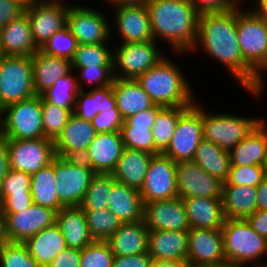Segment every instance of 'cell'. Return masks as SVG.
Listing matches in <instances>:
<instances>
[{
	"label": "cell",
	"mask_w": 267,
	"mask_h": 267,
	"mask_svg": "<svg viewBox=\"0 0 267 267\" xmlns=\"http://www.w3.org/2000/svg\"><path fill=\"white\" fill-rule=\"evenodd\" d=\"M236 27L237 10L199 14L197 39L191 52L202 50L225 65L240 87L251 97L262 100L265 81L244 61Z\"/></svg>",
	"instance_id": "obj_1"
},
{
	"label": "cell",
	"mask_w": 267,
	"mask_h": 267,
	"mask_svg": "<svg viewBox=\"0 0 267 267\" xmlns=\"http://www.w3.org/2000/svg\"><path fill=\"white\" fill-rule=\"evenodd\" d=\"M155 41L167 42L176 54H188L197 39L198 17L187 0H150L146 5Z\"/></svg>",
	"instance_id": "obj_2"
},
{
	"label": "cell",
	"mask_w": 267,
	"mask_h": 267,
	"mask_svg": "<svg viewBox=\"0 0 267 267\" xmlns=\"http://www.w3.org/2000/svg\"><path fill=\"white\" fill-rule=\"evenodd\" d=\"M186 78L179 65L166 56L136 80L154 104L164 107H190L196 102V92L193 93L192 85Z\"/></svg>",
	"instance_id": "obj_3"
},
{
	"label": "cell",
	"mask_w": 267,
	"mask_h": 267,
	"mask_svg": "<svg viewBox=\"0 0 267 267\" xmlns=\"http://www.w3.org/2000/svg\"><path fill=\"white\" fill-rule=\"evenodd\" d=\"M237 38L244 61L263 79L267 72V18L251 8L237 10Z\"/></svg>",
	"instance_id": "obj_4"
},
{
	"label": "cell",
	"mask_w": 267,
	"mask_h": 267,
	"mask_svg": "<svg viewBox=\"0 0 267 267\" xmlns=\"http://www.w3.org/2000/svg\"><path fill=\"white\" fill-rule=\"evenodd\" d=\"M221 231L226 262L244 265L266 260L267 239L245 219H226Z\"/></svg>",
	"instance_id": "obj_5"
},
{
	"label": "cell",
	"mask_w": 267,
	"mask_h": 267,
	"mask_svg": "<svg viewBox=\"0 0 267 267\" xmlns=\"http://www.w3.org/2000/svg\"><path fill=\"white\" fill-rule=\"evenodd\" d=\"M0 135L5 139L45 138L42 123V97L35 95L3 108Z\"/></svg>",
	"instance_id": "obj_6"
},
{
	"label": "cell",
	"mask_w": 267,
	"mask_h": 267,
	"mask_svg": "<svg viewBox=\"0 0 267 267\" xmlns=\"http://www.w3.org/2000/svg\"><path fill=\"white\" fill-rule=\"evenodd\" d=\"M202 105L203 139L230 151L246 138L264 119L231 113H211Z\"/></svg>",
	"instance_id": "obj_7"
},
{
	"label": "cell",
	"mask_w": 267,
	"mask_h": 267,
	"mask_svg": "<svg viewBox=\"0 0 267 267\" xmlns=\"http://www.w3.org/2000/svg\"><path fill=\"white\" fill-rule=\"evenodd\" d=\"M35 95L32 56H4L0 63L1 108Z\"/></svg>",
	"instance_id": "obj_8"
},
{
	"label": "cell",
	"mask_w": 267,
	"mask_h": 267,
	"mask_svg": "<svg viewBox=\"0 0 267 267\" xmlns=\"http://www.w3.org/2000/svg\"><path fill=\"white\" fill-rule=\"evenodd\" d=\"M161 51L155 40L116 45L113 49L114 78L136 80L166 57Z\"/></svg>",
	"instance_id": "obj_9"
},
{
	"label": "cell",
	"mask_w": 267,
	"mask_h": 267,
	"mask_svg": "<svg viewBox=\"0 0 267 267\" xmlns=\"http://www.w3.org/2000/svg\"><path fill=\"white\" fill-rule=\"evenodd\" d=\"M94 170L81 158L55 157L56 191L65 207L80 206Z\"/></svg>",
	"instance_id": "obj_10"
},
{
	"label": "cell",
	"mask_w": 267,
	"mask_h": 267,
	"mask_svg": "<svg viewBox=\"0 0 267 267\" xmlns=\"http://www.w3.org/2000/svg\"><path fill=\"white\" fill-rule=\"evenodd\" d=\"M198 101L179 117L171 142L163 152L176 163L192 161L203 139L202 103Z\"/></svg>",
	"instance_id": "obj_11"
},
{
	"label": "cell",
	"mask_w": 267,
	"mask_h": 267,
	"mask_svg": "<svg viewBox=\"0 0 267 267\" xmlns=\"http://www.w3.org/2000/svg\"><path fill=\"white\" fill-rule=\"evenodd\" d=\"M83 4H72L67 14V27L78 44H111V24L106 14ZM106 16V17H105ZM111 39V40H110ZM111 41V43H110Z\"/></svg>",
	"instance_id": "obj_12"
},
{
	"label": "cell",
	"mask_w": 267,
	"mask_h": 267,
	"mask_svg": "<svg viewBox=\"0 0 267 267\" xmlns=\"http://www.w3.org/2000/svg\"><path fill=\"white\" fill-rule=\"evenodd\" d=\"M9 169L26 172L30 175L49 165L56 157L54 140L6 139Z\"/></svg>",
	"instance_id": "obj_13"
},
{
	"label": "cell",
	"mask_w": 267,
	"mask_h": 267,
	"mask_svg": "<svg viewBox=\"0 0 267 267\" xmlns=\"http://www.w3.org/2000/svg\"><path fill=\"white\" fill-rule=\"evenodd\" d=\"M56 213L50 208L34 203L19 212L2 213L4 240L24 243L44 228L54 225Z\"/></svg>",
	"instance_id": "obj_14"
},
{
	"label": "cell",
	"mask_w": 267,
	"mask_h": 267,
	"mask_svg": "<svg viewBox=\"0 0 267 267\" xmlns=\"http://www.w3.org/2000/svg\"><path fill=\"white\" fill-rule=\"evenodd\" d=\"M65 0H38L26 8L32 38L40 49L57 31L67 26V14L72 3Z\"/></svg>",
	"instance_id": "obj_15"
},
{
	"label": "cell",
	"mask_w": 267,
	"mask_h": 267,
	"mask_svg": "<svg viewBox=\"0 0 267 267\" xmlns=\"http://www.w3.org/2000/svg\"><path fill=\"white\" fill-rule=\"evenodd\" d=\"M139 193L143 203L178 197L176 162L163 153L153 155Z\"/></svg>",
	"instance_id": "obj_16"
},
{
	"label": "cell",
	"mask_w": 267,
	"mask_h": 267,
	"mask_svg": "<svg viewBox=\"0 0 267 267\" xmlns=\"http://www.w3.org/2000/svg\"><path fill=\"white\" fill-rule=\"evenodd\" d=\"M176 182L179 198H222L223 182L194 161L176 163Z\"/></svg>",
	"instance_id": "obj_17"
},
{
	"label": "cell",
	"mask_w": 267,
	"mask_h": 267,
	"mask_svg": "<svg viewBox=\"0 0 267 267\" xmlns=\"http://www.w3.org/2000/svg\"><path fill=\"white\" fill-rule=\"evenodd\" d=\"M113 10L115 16L111 27L116 30L111 29L112 39L113 35L118 34V38L121 39L120 44L154 40L146 5L118 6Z\"/></svg>",
	"instance_id": "obj_18"
},
{
	"label": "cell",
	"mask_w": 267,
	"mask_h": 267,
	"mask_svg": "<svg viewBox=\"0 0 267 267\" xmlns=\"http://www.w3.org/2000/svg\"><path fill=\"white\" fill-rule=\"evenodd\" d=\"M187 260L192 267L225 263L221 229L190 228L188 230Z\"/></svg>",
	"instance_id": "obj_19"
},
{
	"label": "cell",
	"mask_w": 267,
	"mask_h": 267,
	"mask_svg": "<svg viewBox=\"0 0 267 267\" xmlns=\"http://www.w3.org/2000/svg\"><path fill=\"white\" fill-rule=\"evenodd\" d=\"M143 221L149 231H188L190 225L181 198L144 203Z\"/></svg>",
	"instance_id": "obj_20"
},
{
	"label": "cell",
	"mask_w": 267,
	"mask_h": 267,
	"mask_svg": "<svg viewBox=\"0 0 267 267\" xmlns=\"http://www.w3.org/2000/svg\"><path fill=\"white\" fill-rule=\"evenodd\" d=\"M96 134L91 121L72 113L62 132L54 140L55 155L65 158H82Z\"/></svg>",
	"instance_id": "obj_21"
},
{
	"label": "cell",
	"mask_w": 267,
	"mask_h": 267,
	"mask_svg": "<svg viewBox=\"0 0 267 267\" xmlns=\"http://www.w3.org/2000/svg\"><path fill=\"white\" fill-rule=\"evenodd\" d=\"M124 148L120 131L97 133L81 159L95 173H112Z\"/></svg>",
	"instance_id": "obj_22"
},
{
	"label": "cell",
	"mask_w": 267,
	"mask_h": 267,
	"mask_svg": "<svg viewBox=\"0 0 267 267\" xmlns=\"http://www.w3.org/2000/svg\"><path fill=\"white\" fill-rule=\"evenodd\" d=\"M190 228L221 229L225 223L221 198H181Z\"/></svg>",
	"instance_id": "obj_23"
},
{
	"label": "cell",
	"mask_w": 267,
	"mask_h": 267,
	"mask_svg": "<svg viewBox=\"0 0 267 267\" xmlns=\"http://www.w3.org/2000/svg\"><path fill=\"white\" fill-rule=\"evenodd\" d=\"M0 48L4 56H33L39 50L26 14L0 28Z\"/></svg>",
	"instance_id": "obj_24"
},
{
	"label": "cell",
	"mask_w": 267,
	"mask_h": 267,
	"mask_svg": "<svg viewBox=\"0 0 267 267\" xmlns=\"http://www.w3.org/2000/svg\"><path fill=\"white\" fill-rule=\"evenodd\" d=\"M231 165L264 166L267 160V121L264 119L230 151Z\"/></svg>",
	"instance_id": "obj_25"
},
{
	"label": "cell",
	"mask_w": 267,
	"mask_h": 267,
	"mask_svg": "<svg viewBox=\"0 0 267 267\" xmlns=\"http://www.w3.org/2000/svg\"><path fill=\"white\" fill-rule=\"evenodd\" d=\"M149 229L143 220L123 223L107 240L114 255L127 256L148 252Z\"/></svg>",
	"instance_id": "obj_26"
},
{
	"label": "cell",
	"mask_w": 267,
	"mask_h": 267,
	"mask_svg": "<svg viewBox=\"0 0 267 267\" xmlns=\"http://www.w3.org/2000/svg\"><path fill=\"white\" fill-rule=\"evenodd\" d=\"M188 231H149L148 253L153 260H187Z\"/></svg>",
	"instance_id": "obj_27"
},
{
	"label": "cell",
	"mask_w": 267,
	"mask_h": 267,
	"mask_svg": "<svg viewBox=\"0 0 267 267\" xmlns=\"http://www.w3.org/2000/svg\"><path fill=\"white\" fill-rule=\"evenodd\" d=\"M55 224L63 233L67 248L82 250L94 241L89 234L85 211L80 206L60 209Z\"/></svg>",
	"instance_id": "obj_28"
},
{
	"label": "cell",
	"mask_w": 267,
	"mask_h": 267,
	"mask_svg": "<svg viewBox=\"0 0 267 267\" xmlns=\"http://www.w3.org/2000/svg\"><path fill=\"white\" fill-rule=\"evenodd\" d=\"M112 90L122 119L155 105L137 80L114 78Z\"/></svg>",
	"instance_id": "obj_29"
},
{
	"label": "cell",
	"mask_w": 267,
	"mask_h": 267,
	"mask_svg": "<svg viewBox=\"0 0 267 267\" xmlns=\"http://www.w3.org/2000/svg\"><path fill=\"white\" fill-rule=\"evenodd\" d=\"M108 209L122 223H132L143 220L144 203L139 190L116 182L108 195Z\"/></svg>",
	"instance_id": "obj_30"
},
{
	"label": "cell",
	"mask_w": 267,
	"mask_h": 267,
	"mask_svg": "<svg viewBox=\"0 0 267 267\" xmlns=\"http://www.w3.org/2000/svg\"><path fill=\"white\" fill-rule=\"evenodd\" d=\"M32 68L33 84L37 95H41L53 86L58 78L72 71L69 59L46 55L40 50L32 56Z\"/></svg>",
	"instance_id": "obj_31"
},
{
	"label": "cell",
	"mask_w": 267,
	"mask_h": 267,
	"mask_svg": "<svg viewBox=\"0 0 267 267\" xmlns=\"http://www.w3.org/2000/svg\"><path fill=\"white\" fill-rule=\"evenodd\" d=\"M153 154L124 148L115 170L112 172L117 182L140 190Z\"/></svg>",
	"instance_id": "obj_32"
},
{
	"label": "cell",
	"mask_w": 267,
	"mask_h": 267,
	"mask_svg": "<svg viewBox=\"0 0 267 267\" xmlns=\"http://www.w3.org/2000/svg\"><path fill=\"white\" fill-rule=\"evenodd\" d=\"M24 244L40 267H47L61 251L67 248L64 235L56 224L28 238Z\"/></svg>",
	"instance_id": "obj_33"
},
{
	"label": "cell",
	"mask_w": 267,
	"mask_h": 267,
	"mask_svg": "<svg viewBox=\"0 0 267 267\" xmlns=\"http://www.w3.org/2000/svg\"><path fill=\"white\" fill-rule=\"evenodd\" d=\"M256 187L223 185L222 207L226 219H246L257 210Z\"/></svg>",
	"instance_id": "obj_34"
},
{
	"label": "cell",
	"mask_w": 267,
	"mask_h": 267,
	"mask_svg": "<svg viewBox=\"0 0 267 267\" xmlns=\"http://www.w3.org/2000/svg\"><path fill=\"white\" fill-rule=\"evenodd\" d=\"M55 158L53 161L31 175L30 192L33 203L50 208L56 212L65 206L60 202L56 191Z\"/></svg>",
	"instance_id": "obj_35"
},
{
	"label": "cell",
	"mask_w": 267,
	"mask_h": 267,
	"mask_svg": "<svg viewBox=\"0 0 267 267\" xmlns=\"http://www.w3.org/2000/svg\"><path fill=\"white\" fill-rule=\"evenodd\" d=\"M192 161L222 182L227 180L231 167L230 153L213 142L202 139Z\"/></svg>",
	"instance_id": "obj_36"
},
{
	"label": "cell",
	"mask_w": 267,
	"mask_h": 267,
	"mask_svg": "<svg viewBox=\"0 0 267 267\" xmlns=\"http://www.w3.org/2000/svg\"><path fill=\"white\" fill-rule=\"evenodd\" d=\"M116 106L112 85L104 88L81 90L76 96L74 114L91 121L98 113Z\"/></svg>",
	"instance_id": "obj_37"
},
{
	"label": "cell",
	"mask_w": 267,
	"mask_h": 267,
	"mask_svg": "<svg viewBox=\"0 0 267 267\" xmlns=\"http://www.w3.org/2000/svg\"><path fill=\"white\" fill-rule=\"evenodd\" d=\"M80 91L75 71L72 70L66 76L58 78L53 86L40 96L48 103L63 109H70L74 113L76 96Z\"/></svg>",
	"instance_id": "obj_38"
},
{
	"label": "cell",
	"mask_w": 267,
	"mask_h": 267,
	"mask_svg": "<svg viewBox=\"0 0 267 267\" xmlns=\"http://www.w3.org/2000/svg\"><path fill=\"white\" fill-rule=\"evenodd\" d=\"M189 107H165L156 117L152 127L155 155L163 153L169 146L179 117Z\"/></svg>",
	"instance_id": "obj_39"
},
{
	"label": "cell",
	"mask_w": 267,
	"mask_h": 267,
	"mask_svg": "<svg viewBox=\"0 0 267 267\" xmlns=\"http://www.w3.org/2000/svg\"><path fill=\"white\" fill-rule=\"evenodd\" d=\"M116 179L112 173H95L80 204L83 210H99L108 208V195Z\"/></svg>",
	"instance_id": "obj_40"
},
{
	"label": "cell",
	"mask_w": 267,
	"mask_h": 267,
	"mask_svg": "<svg viewBox=\"0 0 267 267\" xmlns=\"http://www.w3.org/2000/svg\"><path fill=\"white\" fill-rule=\"evenodd\" d=\"M109 44H78L71 67H113V49Z\"/></svg>",
	"instance_id": "obj_41"
},
{
	"label": "cell",
	"mask_w": 267,
	"mask_h": 267,
	"mask_svg": "<svg viewBox=\"0 0 267 267\" xmlns=\"http://www.w3.org/2000/svg\"><path fill=\"white\" fill-rule=\"evenodd\" d=\"M84 211L89 234L93 240H107L123 224L108 208Z\"/></svg>",
	"instance_id": "obj_42"
},
{
	"label": "cell",
	"mask_w": 267,
	"mask_h": 267,
	"mask_svg": "<svg viewBox=\"0 0 267 267\" xmlns=\"http://www.w3.org/2000/svg\"><path fill=\"white\" fill-rule=\"evenodd\" d=\"M151 129V126H122L120 132L124 147L155 155V142Z\"/></svg>",
	"instance_id": "obj_43"
},
{
	"label": "cell",
	"mask_w": 267,
	"mask_h": 267,
	"mask_svg": "<svg viewBox=\"0 0 267 267\" xmlns=\"http://www.w3.org/2000/svg\"><path fill=\"white\" fill-rule=\"evenodd\" d=\"M78 42L66 26L51 36L46 43L39 49L46 55L73 59Z\"/></svg>",
	"instance_id": "obj_44"
},
{
	"label": "cell",
	"mask_w": 267,
	"mask_h": 267,
	"mask_svg": "<svg viewBox=\"0 0 267 267\" xmlns=\"http://www.w3.org/2000/svg\"><path fill=\"white\" fill-rule=\"evenodd\" d=\"M72 113L70 109L52 105L42 98V123L45 138L55 140L62 132Z\"/></svg>",
	"instance_id": "obj_45"
},
{
	"label": "cell",
	"mask_w": 267,
	"mask_h": 267,
	"mask_svg": "<svg viewBox=\"0 0 267 267\" xmlns=\"http://www.w3.org/2000/svg\"><path fill=\"white\" fill-rule=\"evenodd\" d=\"M0 267H40L30 256L27 246L5 241L0 245Z\"/></svg>",
	"instance_id": "obj_46"
},
{
	"label": "cell",
	"mask_w": 267,
	"mask_h": 267,
	"mask_svg": "<svg viewBox=\"0 0 267 267\" xmlns=\"http://www.w3.org/2000/svg\"><path fill=\"white\" fill-rule=\"evenodd\" d=\"M113 258L106 241L94 240L81 250L80 267H112Z\"/></svg>",
	"instance_id": "obj_47"
},
{
	"label": "cell",
	"mask_w": 267,
	"mask_h": 267,
	"mask_svg": "<svg viewBox=\"0 0 267 267\" xmlns=\"http://www.w3.org/2000/svg\"><path fill=\"white\" fill-rule=\"evenodd\" d=\"M71 69L77 71L75 75L81 90L87 85L90 89L104 88L112 85L114 80L113 67H71Z\"/></svg>",
	"instance_id": "obj_48"
},
{
	"label": "cell",
	"mask_w": 267,
	"mask_h": 267,
	"mask_svg": "<svg viewBox=\"0 0 267 267\" xmlns=\"http://www.w3.org/2000/svg\"><path fill=\"white\" fill-rule=\"evenodd\" d=\"M264 179V166L231 165L228 178L223 182V185H247L257 187Z\"/></svg>",
	"instance_id": "obj_49"
},
{
	"label": "cell",
	"mask_w": 267,
	"mask_h": 267,
	"mask_svg": "<svg viewBox=\"0 0 267 267\" xmlns=\"http://www.w3.org/2000/svg\"><path fill=\"white\" fill-rule=\"evenodd\" d=\"M31 175L9 169L0 185V196H25L30 192Z\"/></svg>",
	"instance_id": "obj_50"
},
{
	"label": "cell",
	"mask_w": 267,
	"mask_h": 267,
	"mask_svg": "<svg viewBox=\"0 0 267 267\" xmlns=\"http://www.w3.org/2000/svg\"><path fill=\"white\" fill-rule=\"evenodd\" d=\"M91 124L97 133L120 131L123 125L119 109L117 106L98 113L92 120Z\"/></svg>",
	"instance_id": "obj_51"
},
{
	"label": "cell",
	"mask_w": 267,
	"mask_h": 267,
	"mask_svg": "<svg viewBox=\"0 0 267 267\" xmlns=\"http://www.w3.org/2000/svg\"><path fill=\"white\" fill-rule=\"evenodd\" d=\"M199 14L240 10L237 0H198L195 4Z\"/></svg>",
	"instance_id": "obj_52"
},
{
	"label": "cell",
	"mask_w": 267,
	"mask_h": 267,
	"mask_svg": "<svg viewBox=\"0 0 267 267\" xmlns=\"http://www.w3.org/2000/svg\"><path fill=\"white\" fill-rule=\"evenodd\" d=\"M162 105L155 104L149 109L138 112L137 114L123 119L122 126L141 125L153 127L157 115L164 109Z\"/></svg>",
	"instance_id": "obj_53"
},
{
	"label": "cell",
	"mask_w": 267,
	"mask_h": 267,
	"mask_svg": "<svg viewBox=\"0 0 267 267\" xmlns=\"http://www.w3.org/2000/svg\"><path fill=\"white\" fill-rule=\"evenodd\" d=\"M26 8L14 0H0V28L25 14Z\"/></svg>",
	"instance_id": "obj_54"
},
{
	"label": "cell",
	"mask_w": 267,
	"mask_h": 267,
	"mask_svg": "<svg viewBox=\"0 0 267 267\" xmlns=\"http://www.w3.org/2000/svg\"><path fill=\"white\" fill-rule=\"evenodd\" d=\"M33 204L32 195L25 196H0L2 213L19 212Z\"/></svg>",
	"instance_id": "obj_55"
},
{
	"label": "cell",
	"mask_w": 267,
	"mask_h": 267,
	"mask_svg": "<svg viewBox=\"0 0 267 267\" xmlns=\"http://www.w3.org/2000/svg\"><path fill=\"white\" fill-rule=\"evenodd\" d=\"M152 257L148 252L137 255H114L112 267H149Z\"/></svg>",
	"instance_id": "obj_56"
},
{
	"label": "cell",
	"mask_w": 267,
	"mask_h": 267,
	"mask_svg": "<svg viewBox=\"0 0 267 267\" xmlns=\"http://www.w3.org/2000/svg\"><path fill=\"white\" fill-rule=\"evenodd\" d=\"M81 250L66 248L47 267H80Z\"/></svg>",
	"instance_id": "obj_57"
},
{
	"label": "cell",
	"mask_w": 267,
	"mask_h": 267,
	"mask_svg": "<svg viewBox=\"0 0 267 267\" xmlns=\"http://www.w3.org/2000/svg\"><path fill=\"white\" fill-rule=\"evenodd\" d=\"M262 237L267 239V210H256L245 219Z\"/></svg>",
	"instance_id": "obj_58"
},
{
	"label": "cell",
	"mask_w": 267,
	"mask_h": 267,
	"mask_svg": "<svg viewBox=\"0 0 267 267\" xmlns=\"http://www.w3.org/2000/svg\"><path fill=\"white\" fill-rule=\"evenodd\" d=\"M9 170L7 141L0 135V185Z\"/></svg>",
	"instance_id": "obj_59"
},
{
	"label": "cell",
	"mask_w": 267,
	"mask_h": 267,
	"mask_svg": "<svg viewBox=\"0 0 267 267\" xmlns=\"http://www.w3.org/2000/svg\"><path fill=\"white\" fill-rule=\"evenodd\" d=\"M258 210H267V178L256 187Z\"/></svg>",
	"instance_id": "obj_60"
},
{
	"label": "cell",
	"mask_w": 267,
	"mask_h": 267,
	"mask_svg": "<svg viewBox=\"0 0 267 267\" xmlns=\"http://www.w3.org/2000/svg\"><path fill=\"white\" fill-rule=\"evenodd\" d=\"M149 267H192L188 260H152Z\"/></svg>",
	"instance_id": "obj_61"
},
{
	"label": "cell",
	"mask_w": 267,
	"mask_h": 267,
	"mask_svg": "<svg viewBox=\"0 0 267 267\" xmlns=\"http://www.w3.org/2000/svg\"><path fill=\"white\" fill-rule=\"evenodd\" d=\"M104 1V0H103ZM150 0H105L109 7L147 5Z\"/></svg>",
	"instance_id": "obj_62"
},
{
	"label": "cell",
	"mask_w": 267,
	"mask_h": 267,
	"mask_svg": "<svg viewBox=\"0 0 267 267\" xmlns=\"http://www.w3.org/2000/svg\"><path fill=\"white\" fill-rule=\"evenodd\" d=\"M255 4V7L253 5V9L260 12L267 18V0H258L257 4Z\"/></svg>",
	"instance_id": "obj_63"
},
{
	"label": "cell",
	"mask_w": 267,
	"mask_h": 267,
	"mask_svg": "<svg viewBox=\"0 0 267 267\" xmlns=\"http://www.w3.org/2000/svg\"><path fill=\"white\" fill-rule=\"evenodd\" d=\"M18 3H20L23 7L29 8L31 7L34 3H36L38 0H14Z\"/></svg>",
	"instance_id": "obj_64"
},
{
	"label": "cell",
	"mask_w": 267,
	"mask_h": 267,
	"mask_svg": "<svg viewBox=\"0 0 267 267\" xmlns=\"http://www.w3.org/2000/svg\"><path fill=\"white\" fill-rule=\"evenodd\" d=\"M4 242L5 240L3 236V215H2L1 208H0V245Z\"/></svg>",
	"instance_id": "obj_65"
},
{
	"label": "cell",
	"mask_w": 267,
	"mask_h": 267,
	"mask_svg": "<svg viewBox=\"0 0 267 267\" xmlns=\"http://www.w3.org/2000/svg\"><path fill=\"white\" fill-rule=\"evenodd\" d=\"M267 267V262L265 263V261L263 262H256V263H248V264H245V266H249L250 267Z\"/></svg>",
	"instance_id": "obj_66"
},
{
	"label": "cell",
	"mask_w": 267,
	"mask_h": 267,
	"mask_svg": "<svg viewBox=\"0 0 267 267\" xmlns=\"http://www.w3.org/2000/svg\"><path fill=\"white\" fill-rule=\"evenodd\" d=\"M247 1H250V2H258V0H237V2L239 3V5L241 6V7H243L244 5V3H246ZM242 2H243V4H242Z\"/></svg>",
	"instance_id": "obj_67"
},
{
	"label": "cell",
	"mask_w": 267,
	"mask_h": 267,
	"mask_svg": "<svg viewBox=\"0 0 267 267\" xmlns=\"http://www.w3.org/2000/svg\"><path fill=\"white\" fill-rule=\"evenodd\" d=\"M227 267H245V264L240 265V264H231V263L227 262Z\"/></svg>",
	"instance_id": "obj_68"
},
{
	"label": "cell",
	"mask_w": 267,
	"mask_h": 267,
	"mask_svg": "<svg viewBox=\"0 0 267 267\" xmlns=\"http://www.w3.org/2000/svg\"><path fill=\"white\" fill-rule=\"evenodd\" d=\"M204 267H227V262L219 264V265H211V266H204Z\"/></svg>",
	"instance_id": "obj_69"
},
{
	"label": "cell",
	"mask_w": 267,
	"mask_h": 267,
	"mask_svg": "<svg viewBox=\"0 0 267 267\" xmlns=\"http://www.w3.org/2000/svg\"><path fill=\"white\" fill-rule=\"evenodd\" d=\"M264 171H265V178H267V160L265 161L264 164Z\"/></svg>",
	"instance_id": "obj_70"
},
{
	"label": "cell",
	"mask_w": 267,
	"mask_h": 267,
	"mask_svg": "<svg viewBox=\"0 0 267 267\" xmlns=\"http://www.w3.org/2000/svg\"><path fill=\"white\" fill-rule=\"evenodd\" d=\"M3 57H4V54L2 52V49L0 48V63H1L2 59H3Z\"/></svg>",
	"instance_id": "obj_71"
},
{
	"label": "cell",
	"mask_w": 267,
	"mask_h": 267,
	"mask_svg": "<svg viewBox=\"0 0 267 267\" xmlns=\"http://www.w3.org/2000/svg\"><path fill=\"white\" fill-rule=\"evenodd\" d=\"M187 1L192 2V3L195 4L198 0H187Z\"/></svg>",
	"instance_id": "obj_72"
},
{
	"label": "cell",
	"mask_w": 267,
	"mask_h": 267,
	"mask_svg": "<svg viewBox=\"0 0 267 267\" xmlns=\"http://www.w3.org/2000/svg\"><path fill=\"white\" fill-rule=\"evenodd\" d=\"M1 115H2V108L0 106V119H1Z\"/></svg>",
	"instance_id": "obj_73"
}]
</instances>
